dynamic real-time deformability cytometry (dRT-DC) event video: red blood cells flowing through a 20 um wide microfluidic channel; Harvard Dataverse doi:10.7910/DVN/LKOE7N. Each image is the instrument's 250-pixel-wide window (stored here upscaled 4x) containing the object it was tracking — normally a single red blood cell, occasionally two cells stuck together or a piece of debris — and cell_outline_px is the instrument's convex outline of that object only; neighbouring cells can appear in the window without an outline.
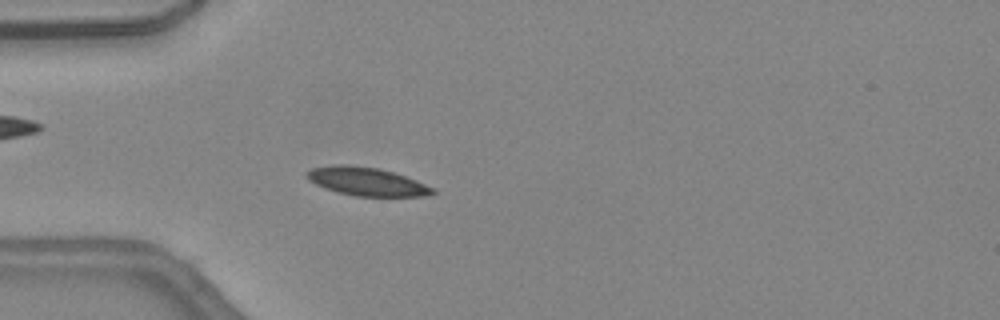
{"species": "common noctule bat (a hibernating species)", "species_latin": "Nyctalus noctula", "temperature_condition": "warm", "stored_images_in_passage": 45, "camera_frame_rate_fps": 3000, "um_per_image_px": 0.085, "animal": {"sex": "female", "body_mass_g": 24.6, "forearm_length_mm": 56.2}, "frame": {"image": 1, "passage_image": 13, "time_ms": 4.0, "image_size_px": [1000, 320], "cell_outline_px": [[436, 192], [424, 196], [356, 196], [336, 192], [324, 188], [308, 180], [304, 176], [304, 172], [312, 168], [332, 164], [348, 164], [380, 168], [416, 180], [436, 188]], "centroid_in_image_um": [31.12, 15.42], "position_along_channel_um": 53.9, "area_um2": 21.04}}
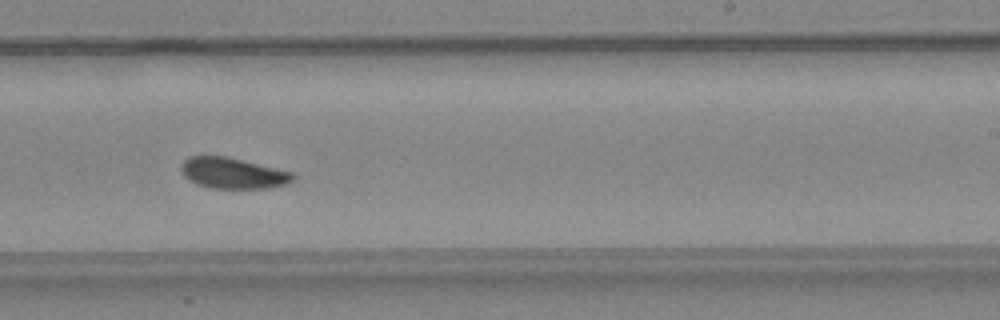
{"frame": {"image": 2, "passage_image": 28, "time_ms": 9.0, "image_size_px": [1000, 320], "cell_outline_px": [[296, 176], [288, 184], [268, 188], [208, 188], [196, 184], [188, 180], [184, 176], [180, 168], [180, 164], [188, 156], [224, 156], [292, 172]], "centroid_in_image_um": [19.75, 14.73], "position_along_channel_um": 269.3, "area_um2": 20.11}}
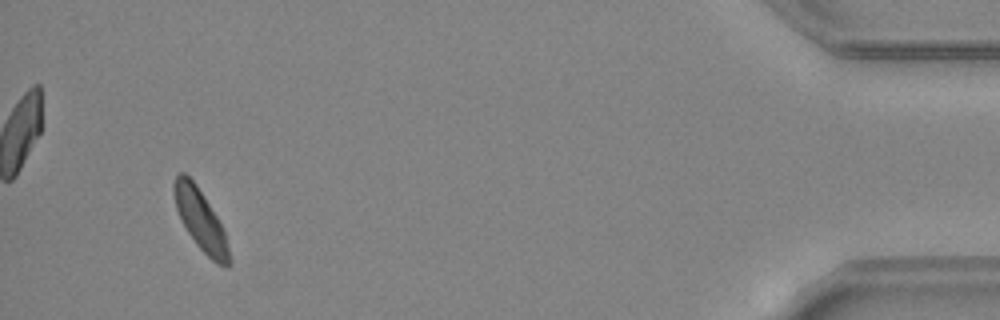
{"frame": {"image": 3, "passage_image": 43, "time_ms": 14.0, "image_size_px": [1000, 320], "cell_outline_px": [[232, 264], [228, 268], [216, 264], [196, 244], [188, 232], [176, 208], [172, 192], [172, 184], [176, 176], [180, 172], [184, 172], [196, 184], [224, 228], [232, 260]], "centroid_in_image_um": [17.08, 18.73], "position_along_channel_um": 418.1, "area_um2": 19.65}, "authors_computed_cell_mechanics": {"area_um2": 20.23, "velocity_mm_per_s": 4.4826, "shape_relaxation_time_tau1_ms": 3.2981, "shape_relaxation_time_tau2_ms": null, "deformation_change_tau1": 0.0885, "deformation_change_tau2": null}}